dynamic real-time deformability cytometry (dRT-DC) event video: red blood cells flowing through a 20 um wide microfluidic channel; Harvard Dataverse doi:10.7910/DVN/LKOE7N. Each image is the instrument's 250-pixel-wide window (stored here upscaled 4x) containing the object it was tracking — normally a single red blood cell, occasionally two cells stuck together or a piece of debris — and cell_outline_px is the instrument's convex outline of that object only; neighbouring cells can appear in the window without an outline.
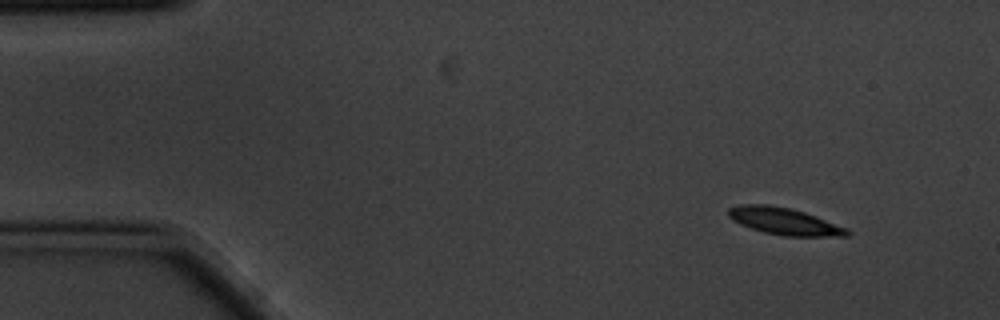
{"species": "common noctule bat (a hibernating species)", "species_latin": "Nyctalus noctula", "temperature_condition": "cold", "stored_images_in_passage": 4, "camera_frame_rate_fps": 3000, "um_per_image_px": 0.085, "animal": {"sex": "male", "body_mass_g": 20.1, "forearm_length_mm": 53.5}, "frame": {"image": 1, "passage_image": 1, "time_ms": 0.0, "image_size_px": [1000, 320], "cell_outline_px": [[852, 232], [848, 236], [784, 236], [764, 232], [740, 224], [732, 220], [728, 216], [728, 208], [740, 204], [768, 204], [788, 208], [804, 212], [816, 216], [848, 228]], "centroid_in_image_um": [66.67, 18.8], "position_along_channel_um": 18.3, "area_um2": 18.67}}
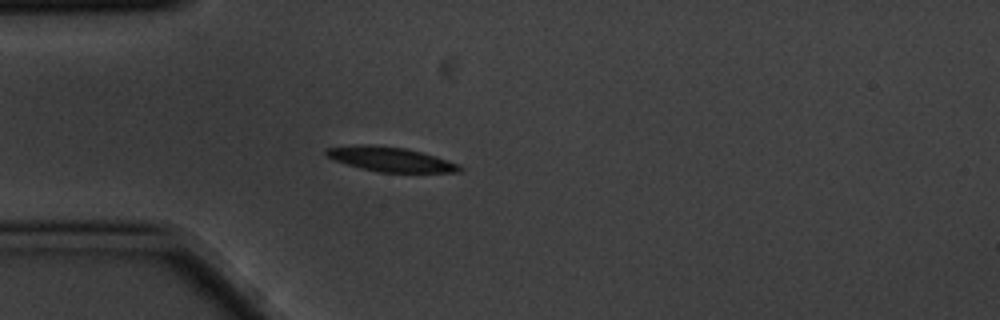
{"frame": {"image": 2, "passage_image": 4, "time_ms": 1.0, "image_size_px": [1000, 320], "cell_outline_px": [[460, 172], [380, 172], [360, 168], [336, 160], [328, 156], [324, 152], [324, 148], [356, 144], [368, 144], [404, 148], [420, 152], [448, 160], [456, 164], [460, 168]], "centroid_in_image_um": [33.12, 13.52], "position_along_channel_um": 51.9, "area_um2": 18.73}}